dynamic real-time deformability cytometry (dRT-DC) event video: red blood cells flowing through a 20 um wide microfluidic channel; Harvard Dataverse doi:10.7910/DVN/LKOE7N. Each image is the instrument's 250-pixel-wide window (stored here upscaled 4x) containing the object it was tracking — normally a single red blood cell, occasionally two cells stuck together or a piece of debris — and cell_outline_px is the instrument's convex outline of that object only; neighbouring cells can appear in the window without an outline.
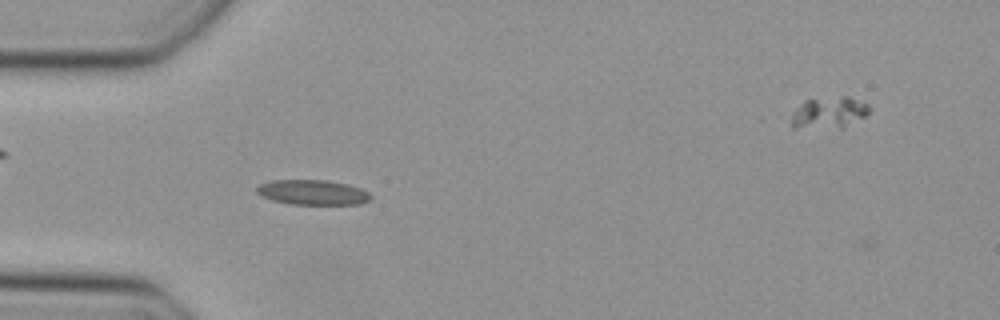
{"species": "Egyptian fruit bat (a non-hibernating species)", "species_latin": "Rousettus aegyptiacus", "temperature_condition": "cold", "stored_images_in_passage": 39, "camera_frame_rate_fps": 3000, "um_per_image_px": 0.085, "animal": {"sex": "female"}, "frame": {"image": 1, "passage_image": 4, "time_ms": 1.0, "image_size_px": [1000, 320], "cell_outline_px": [[372, 200], [360, 204], [292, 204], [272, 200], [256, 192], [256, 188], [260, 184], [272, 180], [328, 180], [348, 184], [360, 188], [368, 192], [372, 196]], "centroid_in_image_um": [26.62, 16.35], "position_along_channel_um": 58.4, "area_um2": 16.59}}
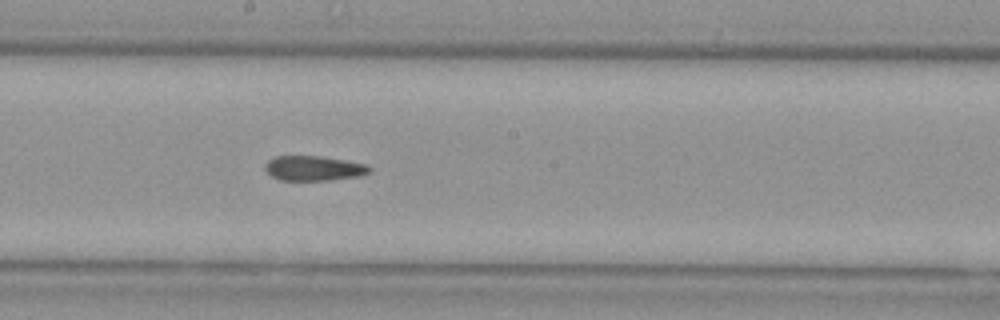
{"frame": {"image": 2, "passage_image": 16, "time_ms": 5.0, "image_size_px": [1000, 320], "cell_outline_px": [[372, 168], [368, 172], [360, 176], [332, 180], [280, 180], [272, 176], [264, 168], [264, 164], [268, 160], [276, 156], [320, 156], [368, 164]], "centroid_in_image_um": [26.67, 14.3], "position_along_channel_um": 221.5, "area_um2": 15.14}}
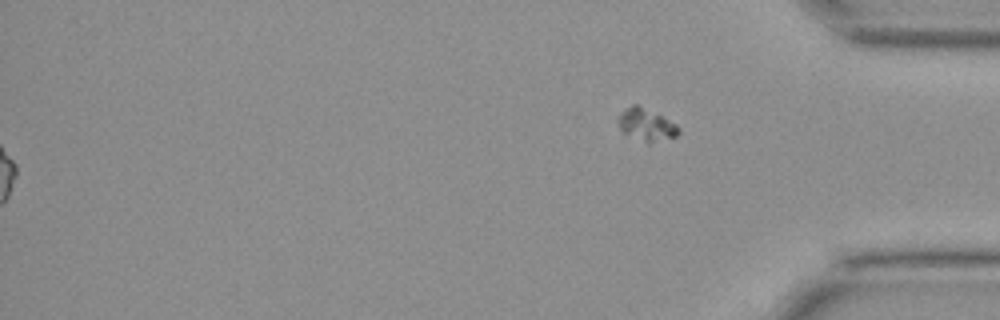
{"frame": {"image": 3, "passage_image": 39, "time_ms": 12.667, "image_size_px": [1000, 320], "cell_outline_px": [[680, 132], [676, 136], [648, 144], [624, 132], [620, 128], [620, 116], [624, 108], [632, 104], [636, 104], [676, 124], [680, 128]], "centroid_in_image_um": [54.96, 10.62], "position_along_channel_um": 380.2, "area_um2": 10.92}}